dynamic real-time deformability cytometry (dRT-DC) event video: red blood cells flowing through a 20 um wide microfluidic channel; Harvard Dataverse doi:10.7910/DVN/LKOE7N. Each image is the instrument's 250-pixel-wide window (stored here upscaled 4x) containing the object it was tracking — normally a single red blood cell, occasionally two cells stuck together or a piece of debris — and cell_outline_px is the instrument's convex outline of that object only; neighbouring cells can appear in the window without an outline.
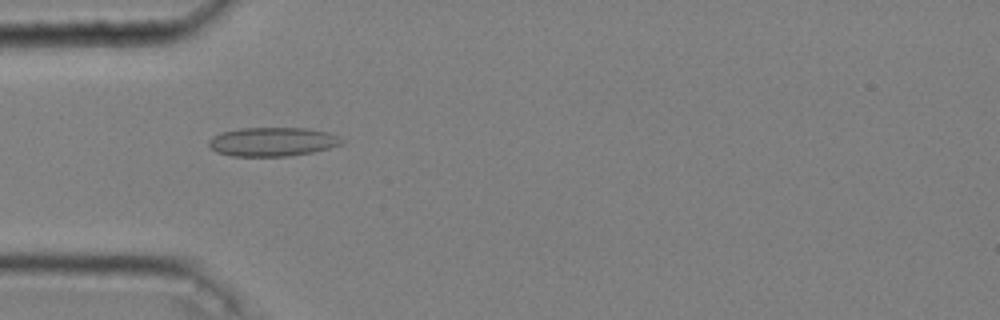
{"species": "common noctule bat (a hibernating species)", "species_latin": "Nyctalus noctula", "temperature_condition": "cold", "stored_images_in_passage": 49, "camera_frame_rate_fps": 3000, "um_per_image_px": 0.085, "animal": {"sex": "male", "body_mass_g": 20.4}, "frame": {"image": 1, "passage_image": 16, "time_ms": 5.0, "image_size_px": [1000, 320], "cell_outline_px": [[344, 144], [312, 152], [292, 156], [232, 156], [216, 152], [208, 144], [208, 140], [212, 136], [220, 132], [240, 128], [308, 128], [328, 132], [344, 140]], "centroid_in_image_um": [23.15, 12.05], "position_along_channel_um": 61.9, "area_um2": 22.54}}
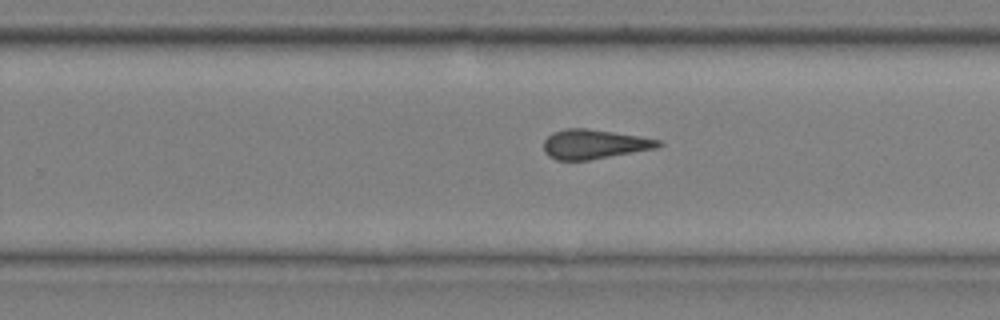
{"frame": {"image": 2, "passage_image": 34, "time_ms": 11.0, "image_size_px": [1000, 320], "cell_outline_px": [[664, 144], [656, 148], [588, 160], [556, 160], [548, 156], [544, 152], [544, 140], [552, 132], [568, 128], [584, 128], [640, 136], [660, 140]], "centroid_in_image_um": [50.48, 12.25], "position_along_channel_um": 279.3, "area_um2": 19.54}}
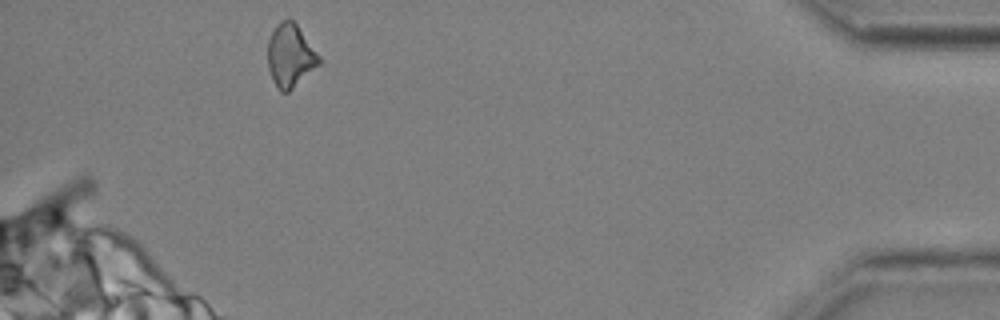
{"frame": {"image": 3, "passage_image": 49, "time_ms": 16.0, "image_size_px": [1000, 320], "cell_outline_px": [[320, 64], [288, 92], [280, 92], [268, 68], [268, 40], [276, 24], [280, 20], [292, 20], [296, 24], [320, 56]], "centroid_in_image_um": [24.67, 4.72], "position_along_channel_um": 410.5, "area_um2": 18.5}, "authors_computed_cell_mechanics": {"area_um2": 20.1722, "velocity_mm_per_s": 3.6496, "shape_relaxation_time_tau1_ms": null, "shape_relaxation_time_tau2_ms": 3.4283, "deformation_change_tau1": null, "deformation_change_tau2": 0.1112}}